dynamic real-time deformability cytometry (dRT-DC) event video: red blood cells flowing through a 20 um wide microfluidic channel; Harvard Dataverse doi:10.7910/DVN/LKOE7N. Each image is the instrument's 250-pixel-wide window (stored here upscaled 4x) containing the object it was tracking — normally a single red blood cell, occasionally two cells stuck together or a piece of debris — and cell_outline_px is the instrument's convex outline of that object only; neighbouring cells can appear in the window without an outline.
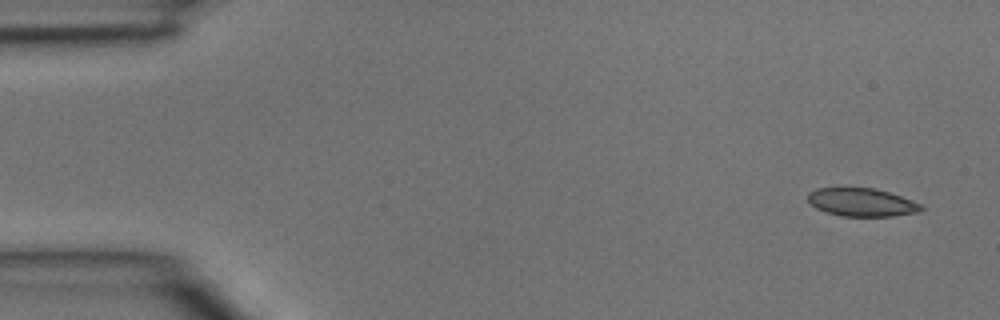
{"species": "common noctule bat (a hibernating species)", "species_latin": "Nyctalus noctula", "temperature_condition": "room temperature", "stored_images_in_passage": 3, "camera_frame_rate_fps": 3000, "um_per_image_px": 0.085, "animal": {"sex": "male", "body_mass_g": 15.6}, "frame": {"image": 1, "passage_image": 1, "time_ms": 0.0, "image_size_px": [1000, 320], "cell_outline_px": [[924, 208], [920, 212], [892, 216], [840, 216], [816, 208], [808, 200], [808, 192], [816, 188], [876, 188], [900, 196], [920, 204]], "centroid_in_image_um": [73.24, 17.19], "position_along_channel_um": 11.8, "area_um2": 18.44}}